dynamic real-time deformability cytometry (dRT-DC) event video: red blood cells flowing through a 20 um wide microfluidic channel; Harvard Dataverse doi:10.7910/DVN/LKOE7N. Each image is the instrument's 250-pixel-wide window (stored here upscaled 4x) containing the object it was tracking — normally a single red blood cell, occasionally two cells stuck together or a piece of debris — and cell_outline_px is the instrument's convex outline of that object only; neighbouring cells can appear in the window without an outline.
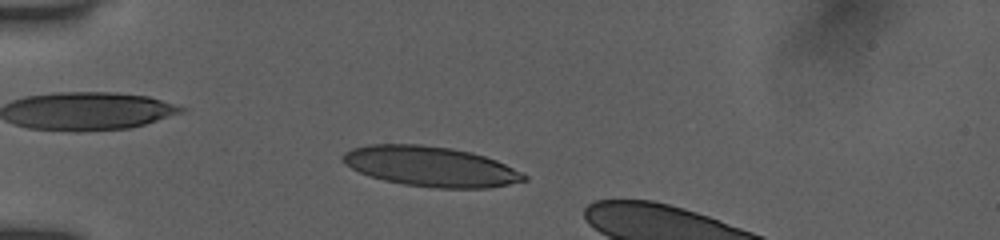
{"species": "human", "species_latin": "Homo sapiens", "temperature_condition": "room temperature", "stored_images_in_passage": 40, "camera_frame_rate_fps": 3000, "um_per_image_px": 0.085, "donor": {"sex": "female"}, "frame": {"image": 1, "passage_image": 7, "time_ms": 2.0, "image_size_px": [1000, 240], "cell_outline_px": [[528, 180], [488, 188], [436, 188], [404, 184], [384, 180], [360, 172], [344, 164], [340, 160], [340, 156], [344, 152], [352, 148], [368, 144], [420, 144], [452, 148], [472, 152], [496, 160], [528, 176]], "centroid_in_image_um": [36.57, 14.14], "position_along_channel_um": 48.4, "area_um2": 42.31}}
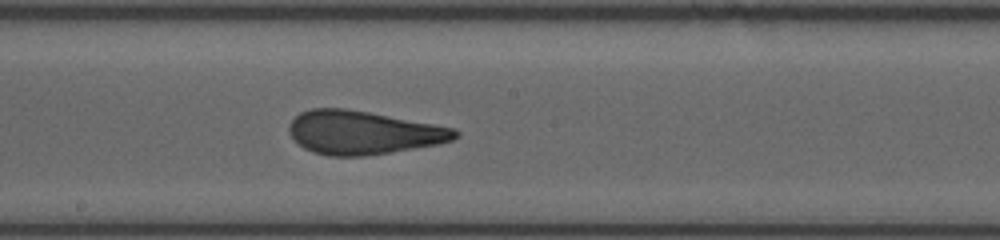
{"frame": {"image": 2, "passage_image": 22, "time_ms": 7.0, "image_size_px": [1000, 240], "cell_outline_px": [[460, 136], [452, 140], [440, 144], [364, 156], [328, 156], [312, 152], [304, 148], [288, 132], [288, 124], [300, 112], [312, 108], [344, 108], [368, 112], [456, 128], [460, 132]], "centroid_in_image_um": [30.87, 11.27], "position_along_channel_um": 217.3, "area_um2": 42.02}}
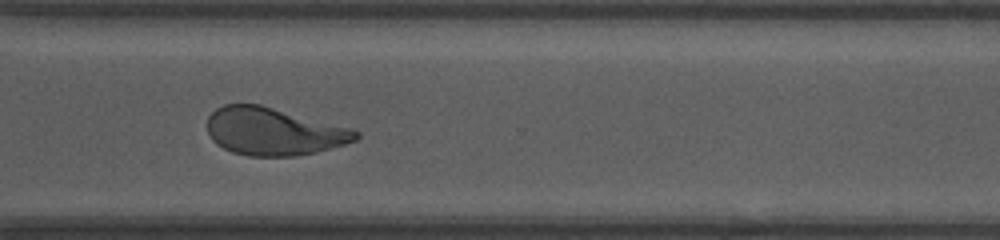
{"frame": {"image": 3, "passage_image": 32, "time_ms": 10.333, "image_size_px": [1000, 240], "cell_outline_px": [[360, 136], [356, 140], [344, 144], [316, 152], [296, 156], [248, 156], [232, 152], [216, 144], [208, 136], [208, 116], [216, 108], [224, 104], [260, 104], [352, 128], [360, 132]], "centroid_in_image_um": [23.25, 11.17], "position_along_channel_um": 347.4, "area_um2": 41.33}}